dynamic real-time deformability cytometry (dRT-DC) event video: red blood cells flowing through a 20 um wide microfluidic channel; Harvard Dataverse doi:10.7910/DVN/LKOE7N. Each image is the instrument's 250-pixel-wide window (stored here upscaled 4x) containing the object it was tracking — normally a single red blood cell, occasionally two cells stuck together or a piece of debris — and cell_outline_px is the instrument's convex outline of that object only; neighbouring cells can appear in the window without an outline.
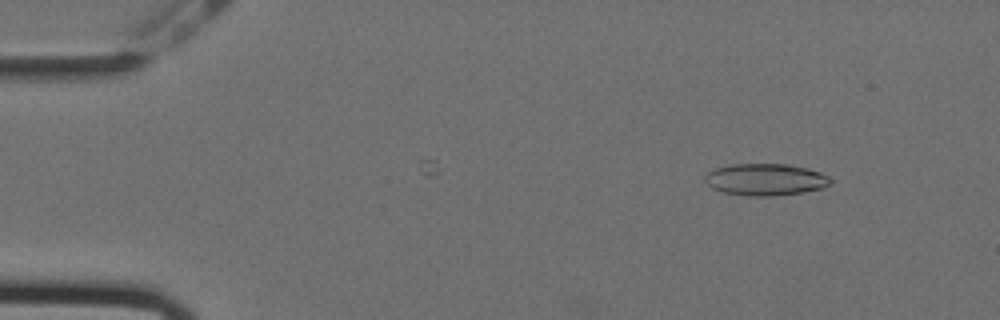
{"species": "Egyptian fruit bat (a non-hibernating species)", "species_latin": "Rousettus aegyptiacus", "temperature_condition": "cold", "stored_images_in_passage": 10, "camera_frame_rate_fps": 3000, "um_per_image_px": 0.085, "animal": {"sex": "female"}, "frame": {"image": 1, "passage_image": 7, "time_ms": 2.0, "image_size_px": [1000, 320], "cell_outline_px": [[832, 180], [824, 188], [804, 192], [772, 196], [748, 196], [724, 192], [712, 188], [704, 180], [704, 176], [708, 172], [716, 168], [732, 164], [788, 164], [808, 168], [820, 172], [828, 176]], "centroid_in_image_um": [65.07, 15.26], "position_along_channel_um": 19.9, "area_um2": 23.35}}